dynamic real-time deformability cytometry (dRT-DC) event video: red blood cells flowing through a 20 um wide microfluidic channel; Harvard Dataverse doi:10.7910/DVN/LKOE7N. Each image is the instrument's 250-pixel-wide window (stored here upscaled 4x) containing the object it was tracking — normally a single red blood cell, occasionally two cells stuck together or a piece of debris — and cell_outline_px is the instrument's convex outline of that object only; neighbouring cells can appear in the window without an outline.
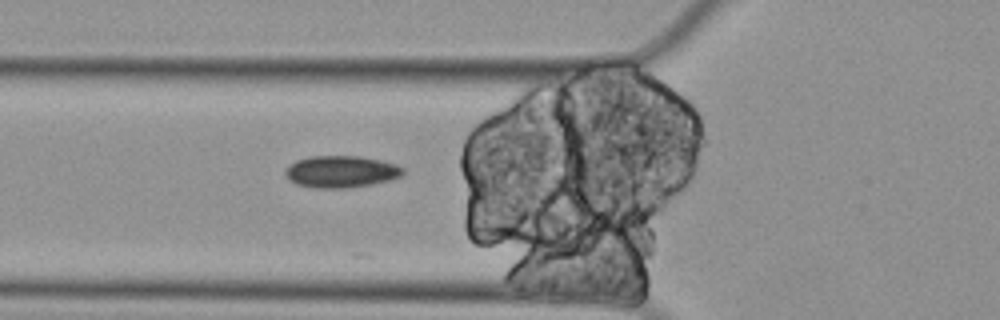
{"species": "Egyptian fruit bat (a non-hibernating species)", "species_latin": "Rousettus aegyptiacus", "temperature_condition": "cold", "stored_images_in_passage": 5, "camera_frame_rate_fps": 3000, "um_per_image_px": 0.085, "animal": {"sex": "female"}, "frame": {"image": 1, "passage_image": 5, "time_ms": 1.333, "image_size_px": [1000, 320], "cell_outline_px": [[404, 172], [400, 176], [388, 180], [372, 184], [348, 188], [312, 188], [296, 184], [288, 180], [284, 176], [284, 168], [288, 164], [296, 160], [308, 156], [360, 156], [380, 160], [396, 164], [404, 168]], "centroid_in_image_um": [28.92, 14.59], "position_along_channel_um": 96.9, "area_um2": 22.2}}